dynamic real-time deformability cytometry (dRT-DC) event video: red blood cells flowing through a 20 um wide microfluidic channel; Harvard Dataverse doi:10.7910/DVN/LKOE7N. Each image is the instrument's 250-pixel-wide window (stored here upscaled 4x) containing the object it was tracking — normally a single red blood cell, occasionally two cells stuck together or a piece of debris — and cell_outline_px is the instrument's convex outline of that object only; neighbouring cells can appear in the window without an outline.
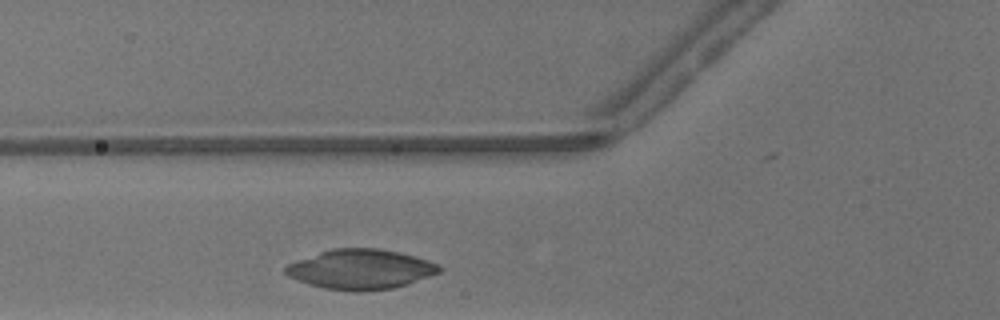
{"species": "common noctule bat (a hibernating species)", "species_latin": "Nyctalus noctula", "temperature_condition": "warm", "stored_images_in_passage": 23, "camera_frame_rate_fps": 3000, "um_per_image_px": 0.085, "animal": {"sex": "male", "body_mass_g": 13.3}, "frame": {"image": 1, "passage_image": 4, "time_ms": 1.0, "image_size_px": [1000, 320], "cell_outline_px": [[444, 268], [440, 272], [392, 288], [324, 288], [308, 284], [296, 280], [288, 276], [284, 272], [284, 268], [288, 264], [296, 260], [332, 248], [376, 248], [396, 252], [428, 260], [440, 264]], "centroid_in_image_um": [30.62, 22.84], "position_along_channel_um": 95.2, "area_um2": 34.45}}
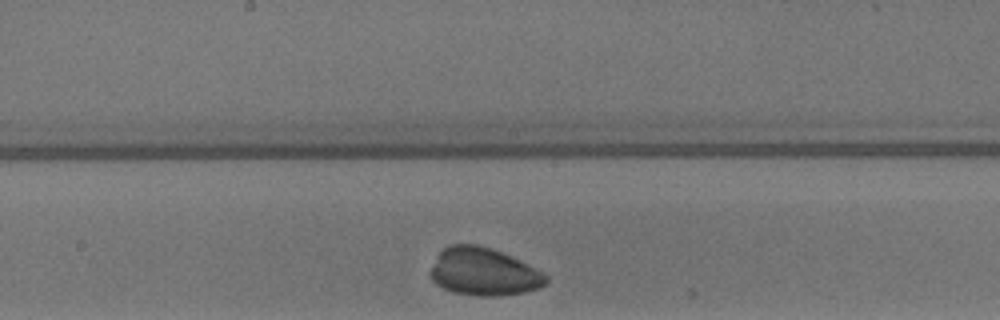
{"frame": {"image": 2, "passage_image": 12, "time_ms": 3.667, "image_size_px": [1000, 320], "cell_outline_px": [[548, 280], [544, 284], [536, 288], [524, 292], [500, 296], [476, 296], [452, 292], [436, 284], [432, 280], [428, 272], [436, 256], [448, 244], [476, 244], [492, 248], [544, 272], [548, 276]], "centroid_in_image_um": [41.06, 23.1], "position_along_channel_um": 207.1, "area_um2": 32.19}}
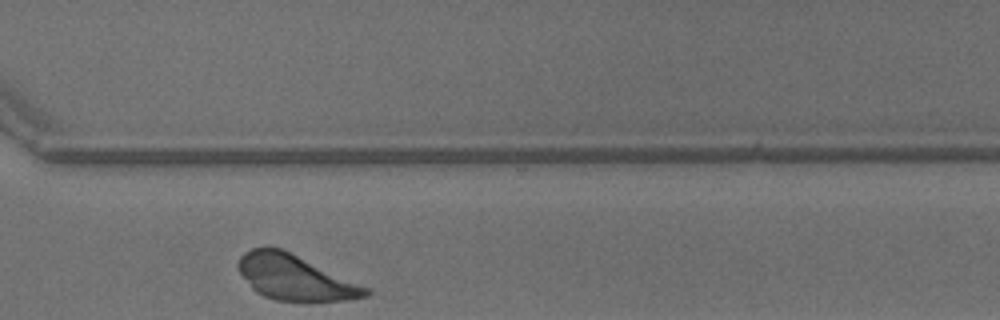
{"frame": {"image": 3, "passage_image": 22, "time_ms": 7.0, "image_size_px": [1000, 320], "cell_outline_px": [[372, 292], [368, 296], [348, 300], [308, 304], [276, 300], [264, 296], [256, 292], [252, 288], [240, 272], [240, 256], [244, 252], [252, 248], [280, 248], [368, 288]], "centroid_in_image_um": [25.11, 23.66], "position_along_channel_um": 345.5, "area_um2": 33.41}}